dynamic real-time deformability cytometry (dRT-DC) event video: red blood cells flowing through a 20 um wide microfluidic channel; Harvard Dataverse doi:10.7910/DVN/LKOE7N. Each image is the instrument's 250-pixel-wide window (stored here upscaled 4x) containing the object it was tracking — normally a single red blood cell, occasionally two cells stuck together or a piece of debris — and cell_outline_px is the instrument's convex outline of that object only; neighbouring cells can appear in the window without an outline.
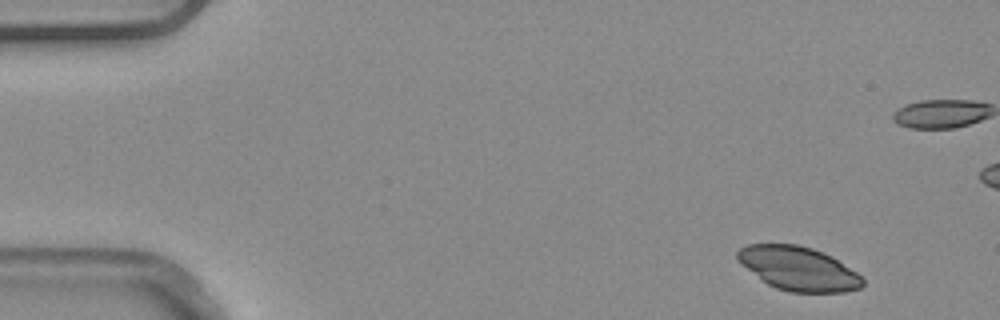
{"species": "common noctule bat (a hibernating species)", "species_latin": "Nyctalus noctula", "temperature_condition": "warm", "stored_images_in_passage": 5, "camera_frame_rate_fps": 3000, "um_per_image_px": 0.085, "animal": {"sex": "male", "body_mass_g": 20.4}, "frame": {"image": 1, "passage_image": 1, "time_ms": 0.0, "image_size_px": [1000, 320], "cell_outline_px": [[864, 284], [860, 288], [844, 292], [788, 292], [776, 288], [768, 284], [740, 264], [736, 260], [736, 252], [740, 248], [748, 244], [796, 244], [812, 248], [832, 256], [856, 272], [864, 280]], "centroid_in_image_um": [67.84, 22.82], "position_along_channel_um": 17.2, "area_um2": 31.96}}